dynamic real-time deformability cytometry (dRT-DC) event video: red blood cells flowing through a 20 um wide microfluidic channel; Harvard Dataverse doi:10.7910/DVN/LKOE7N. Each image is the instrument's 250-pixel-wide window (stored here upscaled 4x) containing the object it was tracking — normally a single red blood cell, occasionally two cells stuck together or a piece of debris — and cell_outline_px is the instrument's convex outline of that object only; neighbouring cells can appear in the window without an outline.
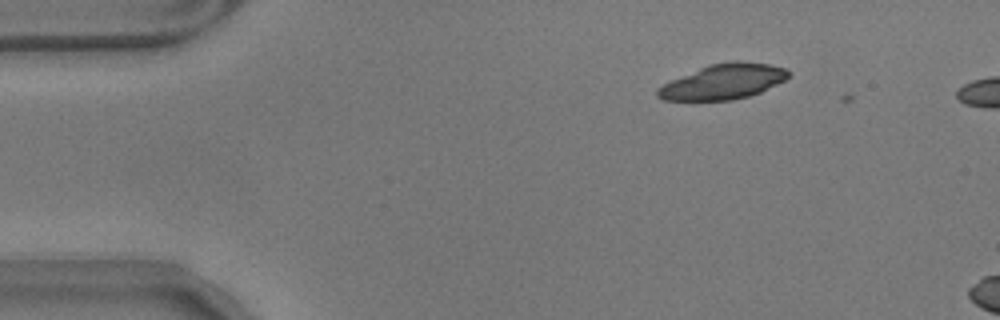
{"species": "common noctule bat (a hibernating species)", "species_latin": "Nyctalus noctula", "temperature_condition": "warm", "stored_images_in_passage": 6, "camera_frame_rate_fps": 3000, "um_per_image_px": 0.085, "animal": {"sex": "male", "body_mass_g": 17.9}, "frame": {"image": 1, "passage_image": 5, "time_ms": 1.333, "image_size_px": [1000, 320], "cell_outline_px": [[792, 72], [784, 80], [760, 92], [748, 96], [732, 100], [664, 100], [656, 96], [656, 88], [672, 80], [708, 64], [736, 60], [740, 60], [768, 64], [788, 68]], "centroid_in_image_um": [61.49, 6.93], "position_along_channel_um": 23.5, "area_um2": 26.76}}